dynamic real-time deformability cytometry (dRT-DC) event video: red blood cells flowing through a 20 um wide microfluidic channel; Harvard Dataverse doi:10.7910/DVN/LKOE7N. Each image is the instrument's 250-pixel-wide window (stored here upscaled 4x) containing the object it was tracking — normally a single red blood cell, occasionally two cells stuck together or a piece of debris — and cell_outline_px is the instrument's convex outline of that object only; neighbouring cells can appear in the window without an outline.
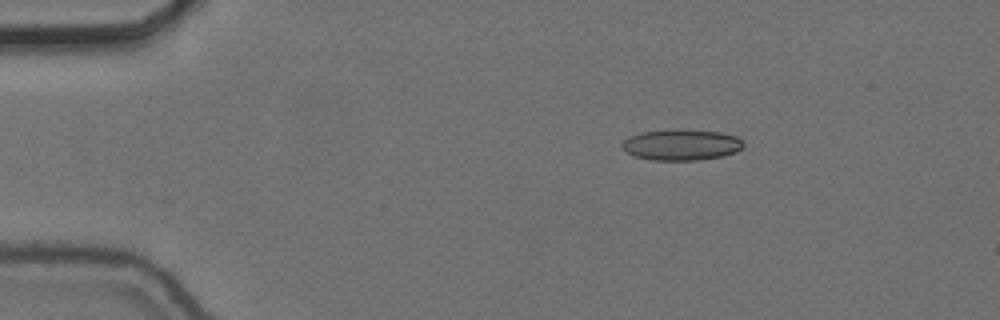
{"species": "common noctule bat (a hibernating species)", "species_latin": "Nyctalus noctula", "temperature_condition": "cold", "stored_images_in_passage": 5, "camera_frame_rate_fps": 3000, "um_per_image_px": 0.085, "animal": {"sex": "female", "body_mass_g": 24.6, "forearm_length_mm": 56.2}, "frame": {"image": 1, "passage_image": 3, "time_ms": 0.667, "image_size_px": [1000, 320], "cell_outline_px": [[744, 144], [736, 152], [720, 156], [696, 160], [652, 160], [636, 156], [620, 148], [620, 144], [624, 140], [640, 132], [720, 132], [736, 136], [744, 140]], "centroid_in_image_um": [57.92, 12.35], "position_along_channel_um": 27.1, "area_um2": 20.87}}